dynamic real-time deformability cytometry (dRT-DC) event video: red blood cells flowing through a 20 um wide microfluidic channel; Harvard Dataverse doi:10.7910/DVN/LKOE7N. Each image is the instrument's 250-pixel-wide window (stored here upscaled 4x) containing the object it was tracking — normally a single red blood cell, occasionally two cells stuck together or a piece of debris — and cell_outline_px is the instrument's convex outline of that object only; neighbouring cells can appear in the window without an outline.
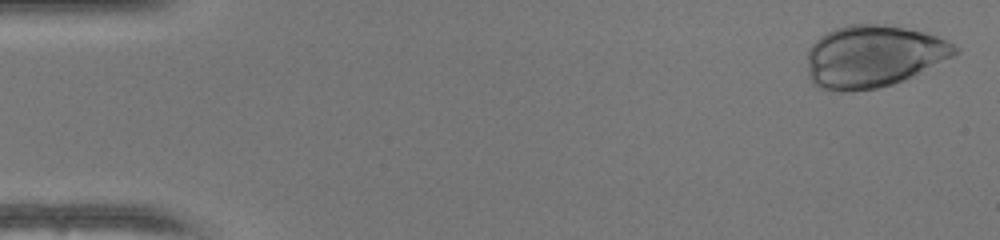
{"species": "human", "species_latin": "Homo sapiens", "temperature_condition": "warm", "stored_images_in_passage": 40, "camera_frame_rate_fps": 3000, "um_per_image_px": 0.085, "donor": {"sex": "female"}, "frame": {"image": 1, "passage_image": 2, "time_ms": 0.333, "image_size_px": [1000, 240], "cell_outline_px": [[960, 52], [904, 80], [892, 84], [876, 88], [852, 92], [840, 92], [820, 88], [812, 84], [808, 76], [808, 48], [820, 36], [836, 28], [848, 24], [884, 24], [924, 32], [936, 36], [960, 48]], "centroid_in_image_um": [74.18, 4.79], "position_along_channel_um": 10.8, "area_um2": 53.47}}
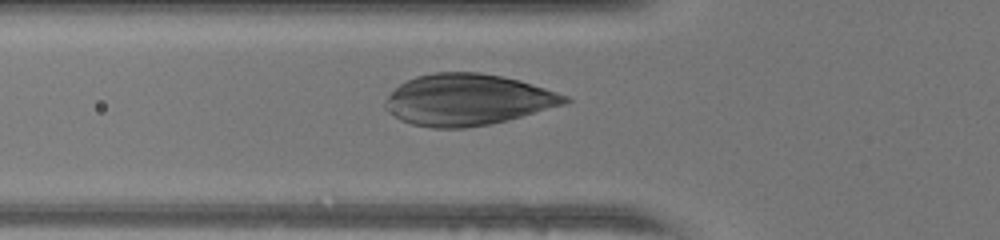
{"frame": {"image": 2, "passage_image": 18, "time_ms": 5.667, "image_size_px": [1000, 240], "cell_outline_px": [[572, 100], [568, 104], [508, 120], [492, 124], [464, 128], [432, 128], [412, 124], [400, 120], [392, 116], [384, 108], [384, 100], [400, 84], [416, 76], [432, 72], [480, 72], [520, 80], [568, 96]], "centroid_in_image_um": [39.75, 8.49], "position_along_channel_um": 86.1, "area_um2": 54.04}}
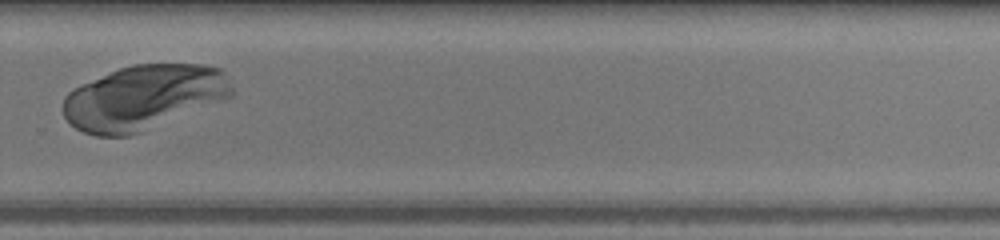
{"frame": {"image": 3, "passage_image": 35, "time_ms": 11.333, "image_size_px": [1000, 240], "cell_outline_px": [[232, 96], [140, 132], [128, 136], [96, 136], [84, 132], [76, 128], [64, 116], [64, 96], [68, 92], [84, 84], [120, 68], [132, 64], [204, 64], [220, 68], [224, 72], [232, 88]], "centroid_in_image_um": [12.2, 8.27], "position_along_channel_um": 317.6, "area_um2": 62.6}}